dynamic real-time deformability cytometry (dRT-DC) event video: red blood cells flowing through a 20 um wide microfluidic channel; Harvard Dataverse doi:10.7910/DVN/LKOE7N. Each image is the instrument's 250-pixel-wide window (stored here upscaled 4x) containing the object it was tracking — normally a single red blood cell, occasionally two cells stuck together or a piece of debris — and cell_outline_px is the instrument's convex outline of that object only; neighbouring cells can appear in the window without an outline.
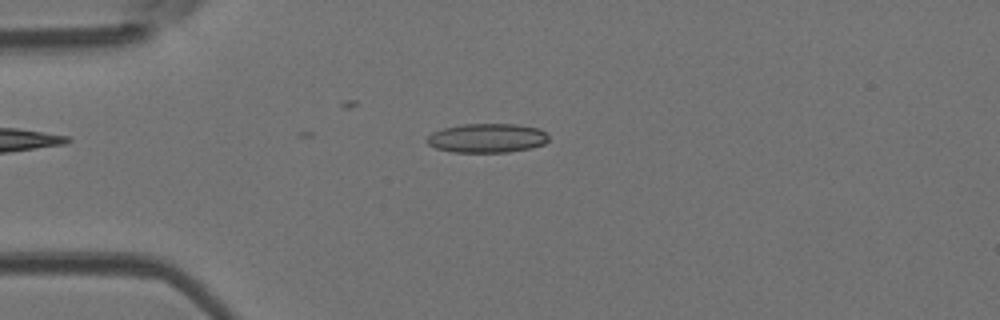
{"species": "Egyptian fruit bat (a non-hibernating species)", "species_latin": "Rousettus aegyptiacus", "temperature_condition": "room temperature", "stored_images_in_passage": 15, "camera_frame_rate_fps": 3000, "um_per_image_px": 0.085, "animal": {"sex": "female"}, "frame": {"image": 1, "passage_image": 12, "time_ms": 3.667, "image_size_px": [1000, 320], "cell_outline_px": [[548, 140], [544, 144], [532, 148], [508, 152], [452, 152], [436, 148], [428, 144], [424, 140], [432, 132], [444, 128], [464, 124], [516, 124], [540, 128], [548, 136]], "centroid_in_image_um": [41.4, 11.74], "position_along_channel_um": 43.6, "area_um2": 20.75}}